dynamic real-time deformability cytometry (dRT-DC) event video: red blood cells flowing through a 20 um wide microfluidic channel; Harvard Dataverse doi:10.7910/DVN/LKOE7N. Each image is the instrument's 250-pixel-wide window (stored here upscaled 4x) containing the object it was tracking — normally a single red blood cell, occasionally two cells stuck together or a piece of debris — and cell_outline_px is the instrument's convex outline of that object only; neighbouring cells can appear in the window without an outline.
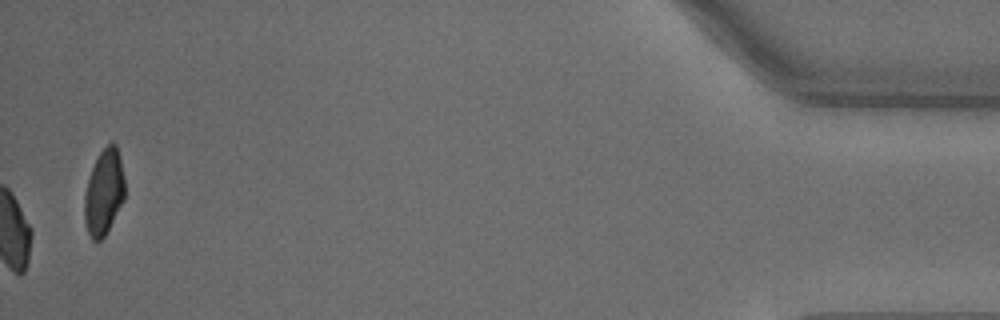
{"species": "common noctule bat (a hibernating species)", "species_latin": "Nyctalus noctula", "temperature_condition": "warm", "stored_images_in_passage": 38, "camera_frame_rate_fps": 3000, "um_per_image_px": 0.085, "animal": {"sex": "male", "body_mass_g": 18.8}, "frame": {"image": 1, "passage_image": 38, "time_ms": 12.333, "image_size_px": [1000, 320], "cell_outline_px": [[124, 200], [104, 236], [100, 240], [92, 240], [88, 232], [84, 220], [84, 196], [88, 180], [92, 168], [100, 152], [112, 140], [116, 144], [120, 156], [124, 180]], "centroid_in_image_um": [8.83, 16.32], "position_along_channel_um": 426.4, "area_um2": 19.94}}